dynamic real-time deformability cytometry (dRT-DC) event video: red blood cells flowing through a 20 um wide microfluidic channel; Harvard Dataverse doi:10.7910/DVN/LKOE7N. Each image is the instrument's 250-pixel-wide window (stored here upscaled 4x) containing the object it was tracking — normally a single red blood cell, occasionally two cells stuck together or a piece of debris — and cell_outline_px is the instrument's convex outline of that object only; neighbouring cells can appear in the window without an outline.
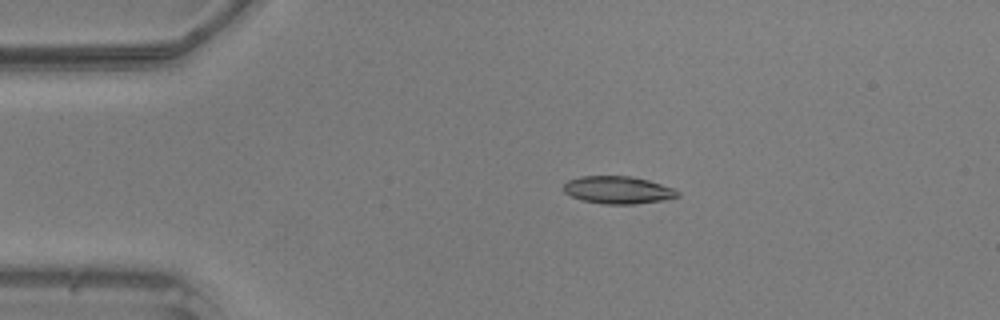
{"species": "common noctule bat (a hibernating species)", "species_latin": "Nyctalus noctula", "temperature_condition": "warm", "stored_images_in_passage": 41, "camera_frame_rate_fps": 3000, "um_per_image_px": 0.085, "animal": {"sex": "male", "body_mass_g": 20.5, "forearm_length_mm": 52.5}, "frame": {"image": 1, "passage_image": 2, "time_ms": 0.333, "image_size_px": [1000, 320], "cell_outline_px": [[680, 196], [660, 200], [632, 204], [604, 204], [584, 200], [572, 196], [564, 192], [564, 184], [568, 180], [580, 176], [628, 176], [648, 180], [676, 188], [680, 192]], "centroid_in_image_um": [52.55, 16.14], "position_along_channel_um": 32.5, "area_um2": 18.15}}
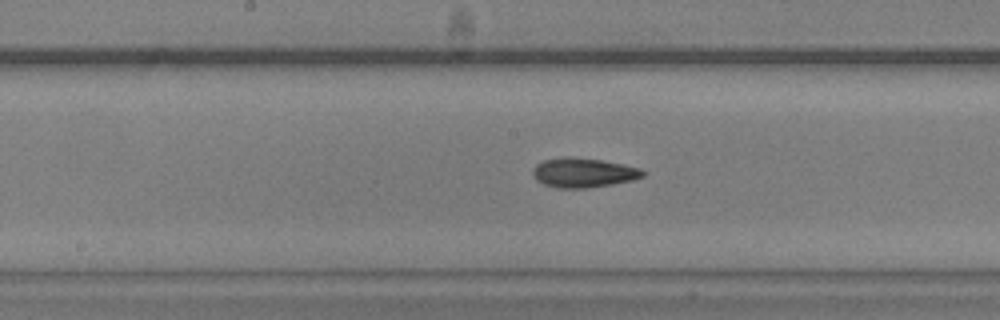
{"frame": {"image": 2, "passage_image": 17, "time_ms": 5.333, "image_size_px": [1000, 320], "cell_outline_px": [[644, 176], [632, 180], [612, 184], [588, 188], [556, 188], [544, 184], [536, 180], [532, 176], [532, 168], [536, 164], [544, 160], [572, 156], [600, 160], [624, 164], [640, 168], [644, 172]], "centroid_in_image_um": [49.56, 14.68], "position_along_channel_um": 198.6, "area_um2": 18.96}}
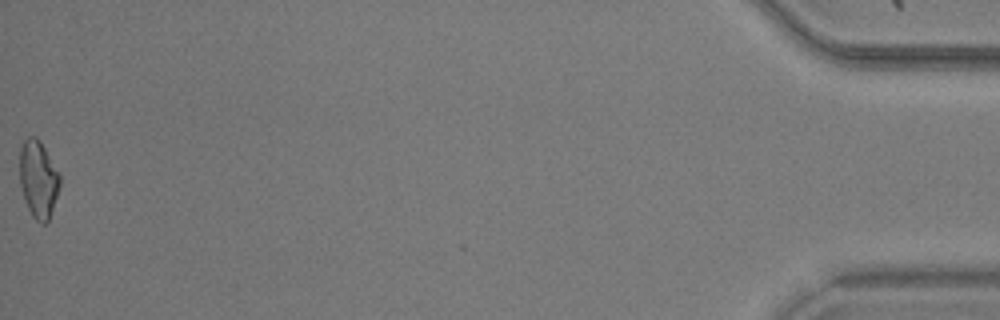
{"frame": {"image": 3, "passage_image": 41, "time_ms": 13.333, "image_size_px": [1000, 320], "cell_outline_px": [[60, 184], [48, 220], [44, 224], [40, 224], [32, 216], [24, 200], [20, 184], [20, 148], [24, 140], [28, 136], [36, 136], [40, 140], [60, 176]], "centroid_in_image_um": [3.23, 15.22], "position_along_channel_um": 432.0, "area_um2": 17.86}}